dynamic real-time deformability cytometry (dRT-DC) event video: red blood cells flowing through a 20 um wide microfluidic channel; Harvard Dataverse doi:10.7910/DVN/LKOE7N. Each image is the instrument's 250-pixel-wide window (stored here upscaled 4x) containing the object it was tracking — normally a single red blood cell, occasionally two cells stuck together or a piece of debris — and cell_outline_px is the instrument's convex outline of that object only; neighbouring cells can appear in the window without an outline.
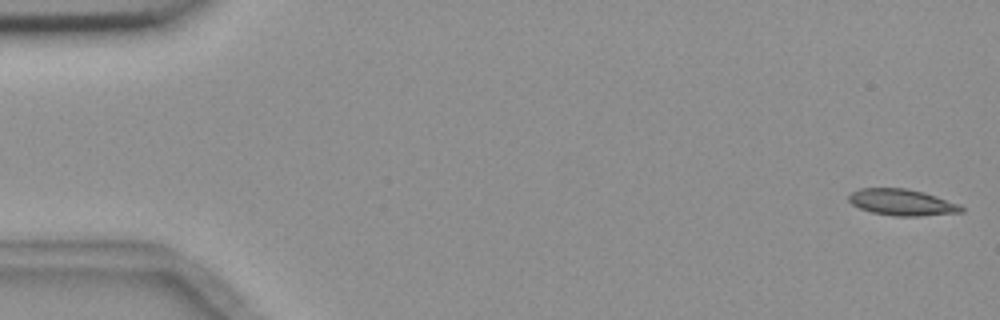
{"species": "common noctule bat (a hibernating species)", "species_latin": "Nyctalus noctula", "temperature_condition": "room temperature", "stored_images_in_passage": 6, "segment_of_instrument_passage": [1, 2], "camera_frame_rate_fps": 3000, "um_per_image_px": 0.085, "animal": {"sex": "female", "body_mass_g": 18.4}, "frame": {"image": 1, "passage_image": 1, "time_ms": 0.0, "image_size_px": [1000, 320], "cell_outline_px": [[964, 212], [916, 216], [896, 216], [872, 212], [860, 208], [852, 204], [848, 200], [848, 196], [852, 192], [860, 188], [904, 188], [924, 192], [960, 204], [964, 208]], "centroid_in_image_um": [76.68, 17.19], "position_along_channel_um": 8.3, "area_um2": 17.22}}
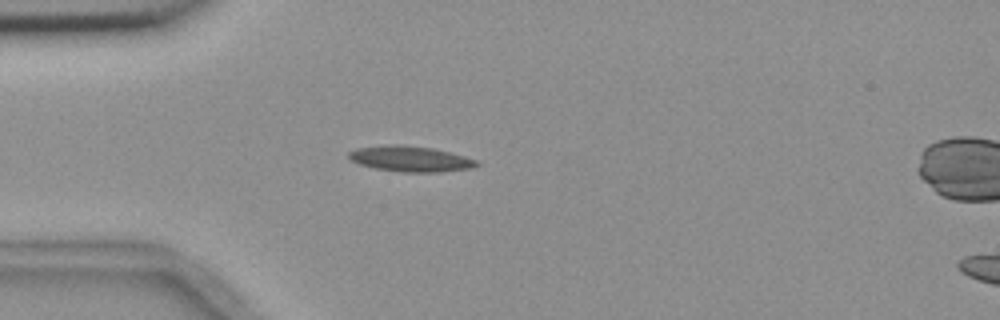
{"frame": {"image": 2, "passage_image": 5, "time_ms": 4.667, "image_size_px": [1000, 320], "cell_outline_px": [[480, 164], [472, 168], [440, 172], [400, 172], [376, 168], [360, 164], [352, 160], [348, 156], [348, 152], [356, 148], [388, 144], [396, 144], [432, 148], [464, 156], [476, 160]], "centroid_in_image_um": [34.88, 13.5], "position_along_channel_um": 50.1, "area_um2": 18.96}}